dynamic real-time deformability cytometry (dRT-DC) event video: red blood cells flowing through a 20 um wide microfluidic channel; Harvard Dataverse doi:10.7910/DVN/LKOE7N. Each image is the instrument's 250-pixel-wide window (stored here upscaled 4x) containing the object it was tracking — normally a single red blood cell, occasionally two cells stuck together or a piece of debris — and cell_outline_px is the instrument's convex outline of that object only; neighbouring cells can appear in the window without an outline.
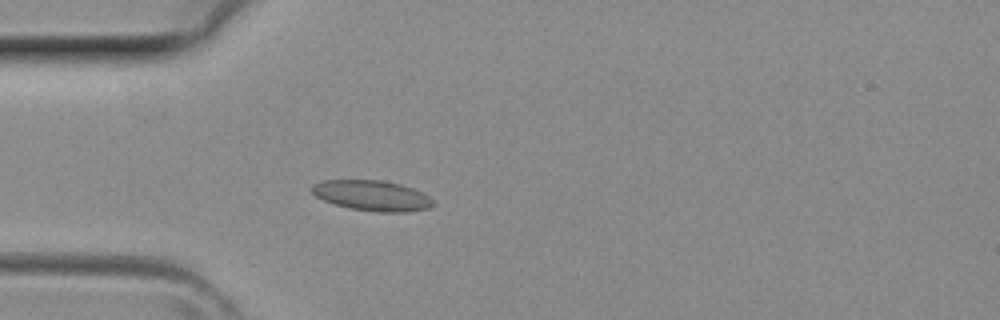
{"species": "common noctule bat (a hibernating species)", "species_latin": "Nyctalus noctula", "temperature_condition": "room temperature", "stored_images_in_passage": 1, "camera_frame_rate_fps": 3000, "um_per_image_px": 0.085, "animal": {"sex": "female", "body_mass_g": 29.2, "forearm_length_mm": 56.3}, "frame": {"image": 1, "passage_image": 1, "time_ms": 0.0, "image_size_px": [1000, 320], "cell_outline_px": [[436, 204], [432, 208], [404, 212], [380, 212], [348, 208], [324, 200], [316, 196], [308, 188], [312, 184], [324, 180], [380, 180], [400, 184], [412, 188], [428, 196]], "centroid_in_image_um": [31.61, 16.62], "position_along_channel_um": 53.4, "area_um2": 21.5}}